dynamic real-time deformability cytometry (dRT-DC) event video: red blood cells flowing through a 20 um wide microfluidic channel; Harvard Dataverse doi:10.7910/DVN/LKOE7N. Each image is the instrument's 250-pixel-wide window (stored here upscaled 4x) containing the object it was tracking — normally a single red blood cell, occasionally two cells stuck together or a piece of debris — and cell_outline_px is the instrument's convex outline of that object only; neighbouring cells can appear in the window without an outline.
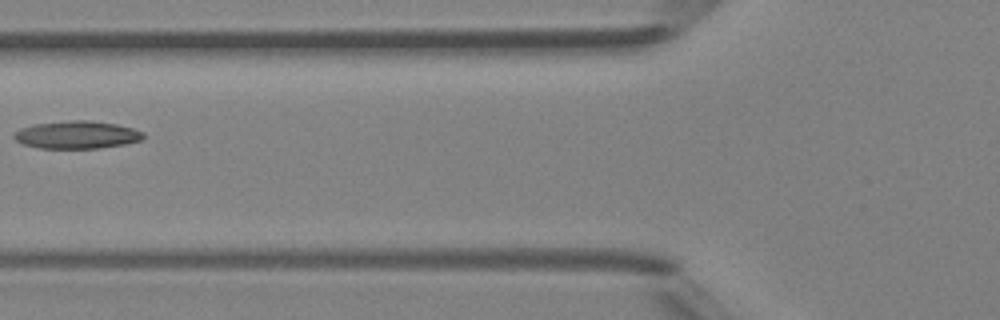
{"species": "Egyptian fruit bat (a non-hibernating species)", "species_latin": "Rousettus aegyptiacus", "temperature_condition": "room temperature", "stored_images_in_passage": 2, "camera_frame_rate_fps": 3000, "um_per_image_px": 0.085, "animal": {"sex": "female"}, "frame": {"image": 1, "passage_image": 2, "time_ms": 1.0, "image_size_px": [1000, 320], "cell_outline_px": [[144, 140], [124, 144], [96, 148], [40, 148], [24, 144], [16, 140], [12, 136], [20, 128], [32, 124], [68, 120], [92, 120], [116, 124], [132, 128], [144, 132]], "centroid_in_image_um": [6.54, 11.44], "position_along_channel_um": 119.3, "area_um2": 20.92}}